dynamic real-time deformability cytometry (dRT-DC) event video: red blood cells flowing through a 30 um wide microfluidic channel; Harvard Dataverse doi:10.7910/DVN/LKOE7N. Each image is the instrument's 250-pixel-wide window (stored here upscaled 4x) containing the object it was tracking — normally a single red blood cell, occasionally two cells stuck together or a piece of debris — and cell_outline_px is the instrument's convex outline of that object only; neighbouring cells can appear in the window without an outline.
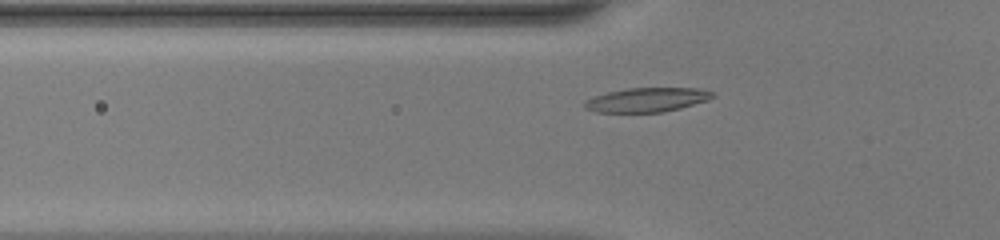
{"species": "common noctule bat (a hibernating species)", "species_latin": "Nyctalus noctula", "temperature_condition": "warm", "stored_images_in_passage": 41, "camera_frame_rate_fps": 3000, "um_per_image_px": 0.085, "animal": {"sex": "female", "body_mass_g": 20.0, "forearm_length_mm": 54.0}, "frame": {"image": 1, "passage_image": 8, "time_ms": 2.333, "image_size_px": [1000, 240], "cell_outline_px": [[716, 96], [708, 100], [680, 108], [664, 112], [596, 112], [584, 108], [584, 104], [588, 100], [596, 96], [608, 92], [628, 88], [700, 88], [712, 92]], "centroid_in_image_um": [55.03, 8.48], "position_along_channel_um": 70.8, "area_um2": 17.92}}
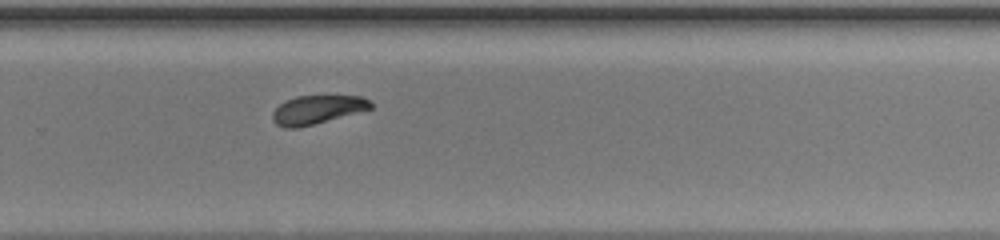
{"frame": {"image": 2, "passage_image": 25, "time_ms": 8.0, "image_size_px": [1000, 240], "cell_outline_px": [[372, 108], [300, 128], [284, 128], [276, 124], [272, 120], [272, 112], [284, 100], [296, 96], [360, 96], [368, 100], [372, 104]], "centroid_in_image_um": [26.9, 9.33], "position_along_channel_um": 302.9, "area_um2": 16.3}}
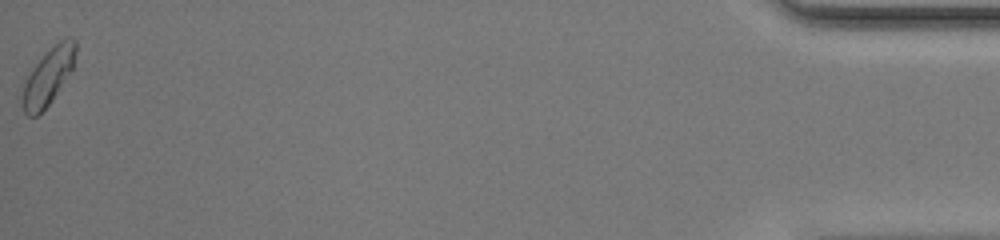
{"frame": {"image": 3, "passage_image": 41, "time_ms": 13.333, "image_size_px": [1000, 240], "cell_outline_px": [[76, 52], [72, 68], [52, 100], [36, 116], [28, 116], [24, 112], [20, 104], [24, 84], [32, 68], [60, 40], [68, 36], [72, 36], [76, 40]], "centroid_in_image_um": [4.09, 6.51], "position_along_channel_um": 431.1, "area_um2": 17.11}, "authors_computed_cell_mechanics": {"area_um2": 17.34, "velocity_mm_per_s": 4.1106, "shape_relaxation_time_tau1_ms": 2.8143, "shape_relaxation_time_tau2_ms": 4.1214, "deformation_change_tau1": 0.1297, "deformation_change_tau2": 0.0963}}